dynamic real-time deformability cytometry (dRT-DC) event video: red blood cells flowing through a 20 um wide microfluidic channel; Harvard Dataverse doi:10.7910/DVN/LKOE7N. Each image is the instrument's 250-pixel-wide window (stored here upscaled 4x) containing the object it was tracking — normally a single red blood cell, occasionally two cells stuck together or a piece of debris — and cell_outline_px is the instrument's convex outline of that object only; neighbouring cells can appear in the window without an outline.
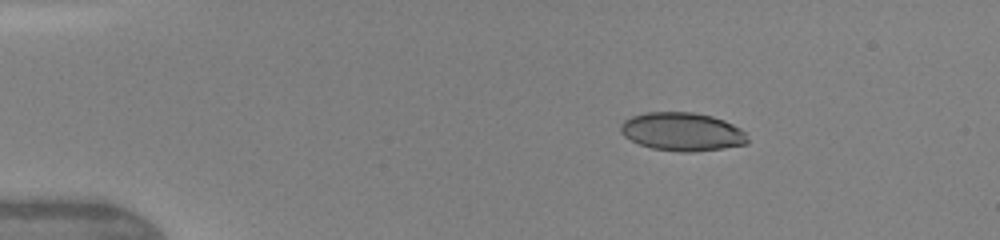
{"species": "human", "species_latin": "Homo sapiens", "temperature_condition": "warm", "stored_images_in_passage": 6, "camera_frame_rate_fps": 3000, "um_per_image_px": 0.085, "donor": {"sex": "female"}, "frame": {"image": 1, "passage_image": 4, "time_ms": 2.333, "image_size_px": [1000, 240], "cell_outline_px": [[748, 144], [724, 148], [692, 152], [680, 152], [652, 148], [640, 144], [624, 136], [620, 132], [620, 124], [624, 120], [632, 116], [644, 112], [692, 112], [712, 116], [724, 120], [740, 128], [744, 132], [748, 140]], "centroid_in_image_um": [57.98, 11.19], "position_along_channel_um": 27.0, "area_um2": 28.44}}